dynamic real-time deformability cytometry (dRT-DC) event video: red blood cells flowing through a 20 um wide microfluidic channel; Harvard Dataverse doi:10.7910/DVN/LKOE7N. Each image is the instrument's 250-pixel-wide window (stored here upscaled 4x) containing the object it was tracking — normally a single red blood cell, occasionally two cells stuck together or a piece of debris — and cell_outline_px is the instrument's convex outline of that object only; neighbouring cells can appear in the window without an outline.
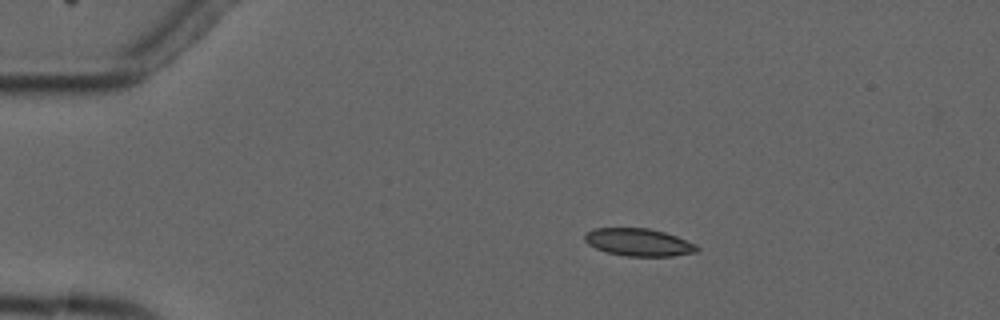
{"species": "common noctule bat (a hibernating species)", "species_latin": "Nyctalus noctula", "temperature_condition": "cold", "stored_images_in_passage": 6, "camera_frame_rate_fps": 3000, "um_per_image_px": 0.085, "animal": {"sex": "male", "forearm_length_mm": 52.5}, "frame": {"image": 1, "passage_image": 3, "time_ms": 3.333, "image_size_px": [1000, 320], "cell_outline_px": [[700, 248], [696, 252], [672, 256], [628, 256], [608, 252], [596, 248], [588, 244], [584, 240], [584, 236], [592, 228], [648, 228], [664, 232], [676, 236], [696, 244]], "centroid_in_image_um": [54.29, 20.59], "position_along_channel_um": 30.7, "area_um2": 17.92}}
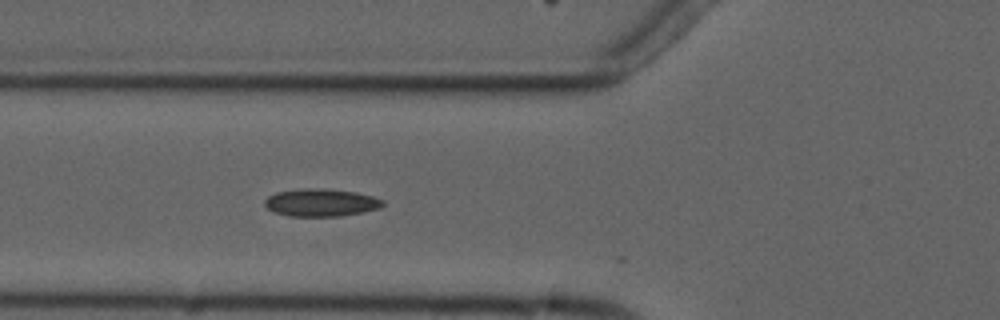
{"frame": {"image": 2, "passage_image": 6, "time_ms": 6.667, "image_size_px": [1000, 320], "cell_outline_px": [[384, 204], [380, 208], [364, 212], [340, 216], [288, 216], [272, 212], [264, 204], [264, 200], [268, 196], [276, 192], [304, 188], [320, 188], [356, 192], [372, 196], [384, 200]], "centroid_in_image_um": [27.27, 17.22], "position_along_channel_um": 98.5, "area_um2": 19.13}}